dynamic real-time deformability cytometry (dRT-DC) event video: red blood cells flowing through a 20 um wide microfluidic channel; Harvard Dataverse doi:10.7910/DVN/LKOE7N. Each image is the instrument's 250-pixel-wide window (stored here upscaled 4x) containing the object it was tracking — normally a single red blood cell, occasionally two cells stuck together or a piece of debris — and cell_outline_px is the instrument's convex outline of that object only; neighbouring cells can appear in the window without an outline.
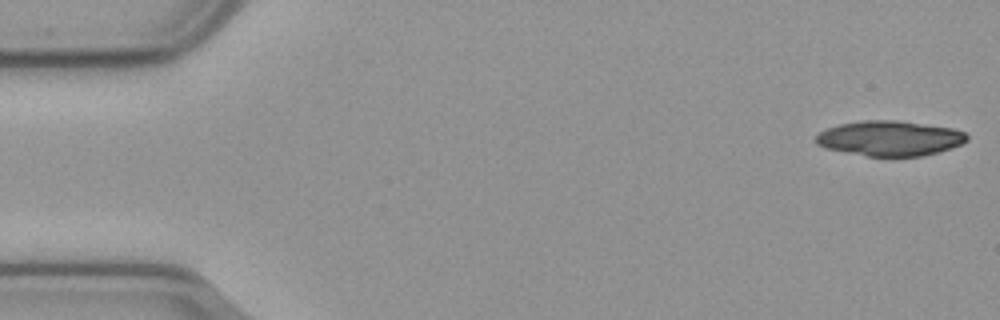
{"species": "common noctule bat (a hibernating species)", "species_latin": "Nyctalus noctula", "temperature_condition": "cold", "stored_images_in_passage": 18, "camera_frame_rate_fps": 3000, "um_per_image_px": 0.085, "animal": {"sex": "male", "body_mass_g": 23.1, "forearm_length_mm": 52.7}, "frame": {"image": 1, "passage_image": 1, "time_ms": 0.0, "image_size_px": [1000, 320], "cell_outline_px": [[968, 140], [960, 144], [936, 152], [920, 156], [868, 156], [824, 148], [816, 144], [816, 136], [820, 132], [828, 128], [840, 124], [864, 120], [896, 120], [952, 128], [964, 132], [968, 136]], "centroid_in_image_um": [75.6, 11.75], "position_along_channel_um": 9.4, "area_um2": 30.52}}